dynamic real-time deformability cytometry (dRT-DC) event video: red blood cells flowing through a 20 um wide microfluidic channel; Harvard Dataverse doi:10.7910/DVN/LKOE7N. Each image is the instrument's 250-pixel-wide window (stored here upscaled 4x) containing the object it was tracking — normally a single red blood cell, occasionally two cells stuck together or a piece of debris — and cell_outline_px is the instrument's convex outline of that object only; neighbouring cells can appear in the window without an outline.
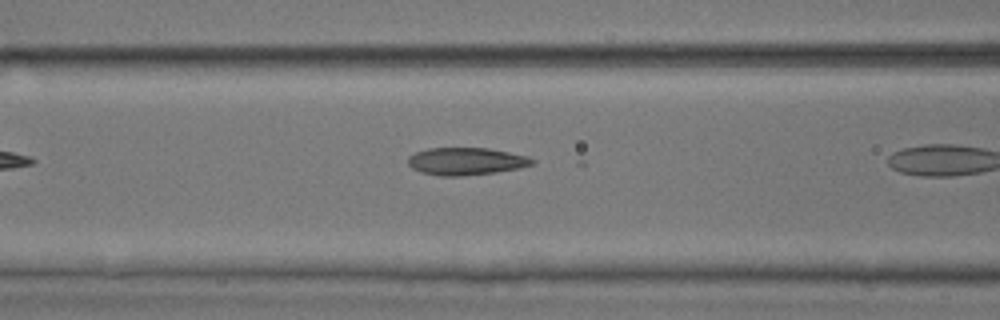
{"species": "common noctule bat (a hibernating species)", "species_latin": "Nyctalus noctula", "temperature_condition": "room temperature", "stored_images_in_passage": 6, "camera_frame_rate_fps": 3000, "um_per_image_px": 0.085, "animal": {"sex": "male", "body_mass_g": 17.9, "forearm_length_mm": 54.2}, "frame": {"image": 1, "passage_image": 5, "time_ms": 4.667, "image_size_px": [1000, 320], "cell_outline_px": [[536, 164], [520, 168], [496, 172], [460, 176], [440, 176], [420, 172], [412, 168], [408, 164], [408, 156], [416, 152], [428, 148], [488, 148], [528, 156], [536, 160]], "centroid_in_image_um": [39.64, 13.71], "position_along_channel_um": 127.0, "area_um2": 20.0}}